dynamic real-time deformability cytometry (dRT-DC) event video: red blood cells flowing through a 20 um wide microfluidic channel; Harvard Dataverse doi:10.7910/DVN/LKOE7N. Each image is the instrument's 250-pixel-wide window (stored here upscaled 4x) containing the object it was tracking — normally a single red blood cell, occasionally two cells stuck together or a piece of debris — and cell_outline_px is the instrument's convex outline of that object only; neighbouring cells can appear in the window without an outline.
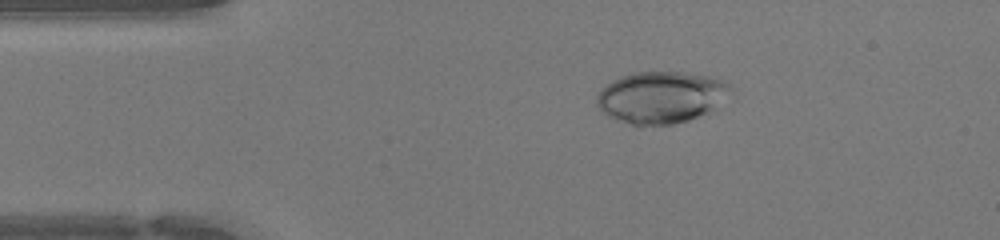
{"species": "human", "species_latin": "Homo sapiens", "temperature_condition": "warm", "stored_images_in_passage": 46, "camera_frame_rate_fps": 3000, "um_per_image_px": 0.085, "donor": {"sex": "female"}, "frame": {"image": 1, "passage_image": 8, "time_ms": 2.333, "image_size_px": [1000, 240], "cell_outline_px": [[732, 88], [708, 112], [700, 116], [688, 120], [672, 124], [640, 128], [616, 120], [608, 116], [596, 104], [596, 96], [600, 88], [612, 80], [632, 72], [680, 72], [708, 76], [724, 80], [732, 84]], "centroid_in_image_um": [56.11, 8.29], "position_along_channel_um": 28.9, "area_um2": 40.63}}
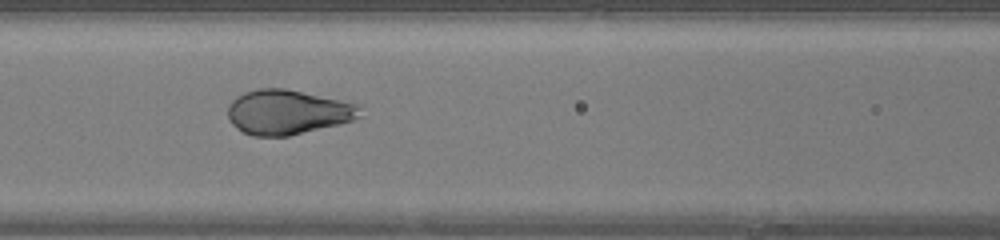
{"frame": {"image": 2, "passage_image": 19, "time_ms": 6.0, "image_size_px": [1000, 240], "cell_outline_px": [[364, 116], [352, 120], [288, 136], [252, 136], [244, 132], [232, 124], [228, 120], [228, 104], [236, 96], [244, 92], [256, 88], [284, 88], [364, 104]], "centroid_in_image_um": [24.5, 9.51], "position_along_channel_um": 142.1, "area_um2": 34.85}}
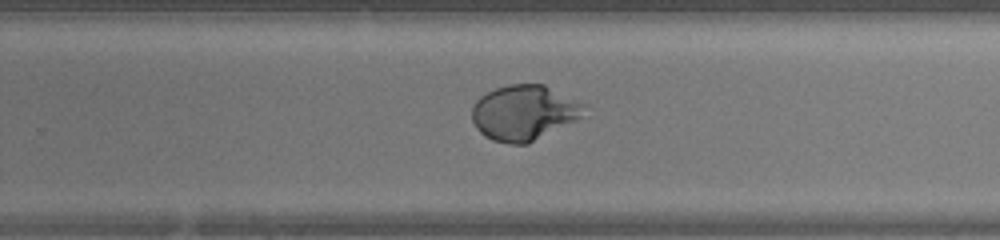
{"frame": {"image": 3, "passage_image": 29, "time_ms": 9.333, "image_size_px": [1000, 240], "cell_outline_px": [[588, 104], [580, 116], [576, 120], [528, 144], [508, 144], [492, 140], [484, 136], [476, 128], [472, 120], [472, 108], [476, 100], [480, 96], [496, 88], [508, 84], [544, 84]], "centroid_in_image_um": [44.54, 9.57], "position_along_channel_um": 285.3, "area_um2": 36.3}, "authors_computed_cell_mechanics": {"area_um2": 37.8012, "velocity_mm_per_s": 4.3242, "shape_relaxation_time_tau1_ms": 4.8006, "shape_relaxation_time_tau2_ms": null, "deformation_change_tau1": 0.2571, "deformation_change_tau2": null}}